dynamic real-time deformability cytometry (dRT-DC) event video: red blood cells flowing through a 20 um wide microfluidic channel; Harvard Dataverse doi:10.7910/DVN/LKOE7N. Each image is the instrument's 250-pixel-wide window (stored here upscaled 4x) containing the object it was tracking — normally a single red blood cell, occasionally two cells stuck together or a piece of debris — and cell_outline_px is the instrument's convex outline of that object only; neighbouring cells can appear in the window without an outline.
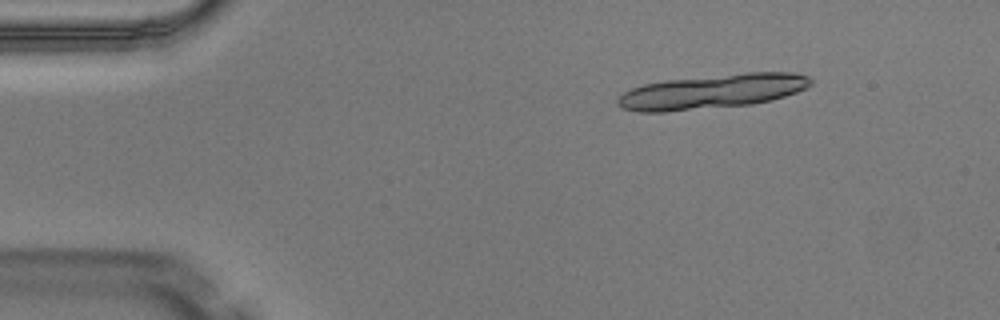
{"species": "Egyptian fruit bat (a non-hibernating species)", "species_latin": "Rousettus aegyptiacus", "temperature_condition": "warm", "stored_images_in_passage": 5, "camera_frame_rate_fps": 3000, "um_per_image_px": 0.085, "animal": {"sex": "male"}, "frame": {"image": 1, "passage_image": 2, "time_ms": 0.333, "image_size_px": [1000, 320], "cell_outline_px": [[812, 84], [796, 92], [772, 100], [752, 104], [664, 112], [640, 112], [624, 108], [616, 104], [616, 100], [624, 92], [632, 88], [644, 84], [668, 80], [744, 72], [796, 72], [808, 76], [812, 80]], "centroid_in_image_um": [60.56, 7.77], "position_along_channel_um": 24.4, "area_um2": 38.61}}